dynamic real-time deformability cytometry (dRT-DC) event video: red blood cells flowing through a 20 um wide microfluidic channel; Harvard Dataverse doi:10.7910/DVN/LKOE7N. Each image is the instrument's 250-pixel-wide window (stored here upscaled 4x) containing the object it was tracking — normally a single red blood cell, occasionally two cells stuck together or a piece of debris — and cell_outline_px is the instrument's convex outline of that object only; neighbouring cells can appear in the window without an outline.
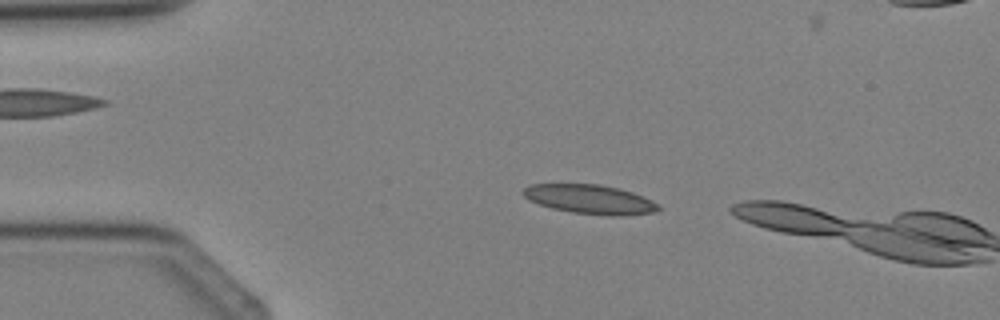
{"species": "Egyptian fruit bat (a non-hibernating species)", "species_latin": "Rousettus aegyptiacus", "temperature_condition": "cold", "stored_images_in_passage": 3, "camera_frame_rate_fps": 3000, "um_per_image_px": 0.085, "animal": {"sex": "female"}, "frame": {"image": 1, "passage_image": 2, "time_ms": 1.333, "image_size_px": [1000, 320], "cell_outline_px": [[660, 208], [656, 212], [620, 216], [608, 216], [572, 212], [552, 208], [528, 200], [520, 192], [528, 184], [600, 184], [620, 188], [632, 192], [660, 204]], "centroid_in_image_um": [50.14, 16.94], "position_along_channel_um": 34.9, "area_um2": 23.18}}